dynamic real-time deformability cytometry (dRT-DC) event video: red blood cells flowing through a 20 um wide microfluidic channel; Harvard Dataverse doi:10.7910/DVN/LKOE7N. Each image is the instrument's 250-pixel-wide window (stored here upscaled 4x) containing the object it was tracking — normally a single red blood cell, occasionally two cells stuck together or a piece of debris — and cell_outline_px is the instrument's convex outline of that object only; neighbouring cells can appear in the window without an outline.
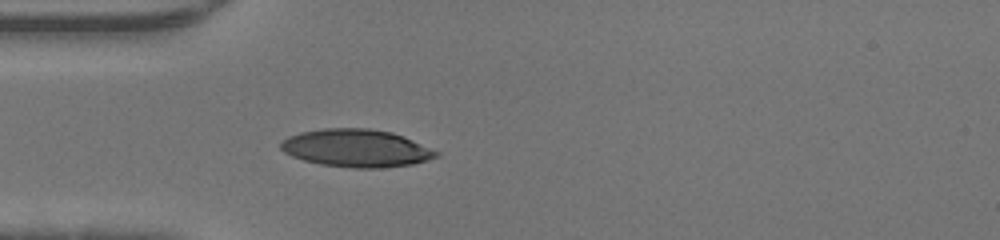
{"species": "human", "species_latin": "Homo sapiens", "temperature_condition": "warm", "stored_images_in_passage": 33, "camera_frame_rate_fps": 3000, "um_per_image_px": 0.085, "donor": {"sex": "male"}, "frame": {"image": 1, "passage_image": 1, "time_ms": 0.0, "image_size_px": [1000, 240], "cell_outline_px": [[440, 156], [428, 160], [412, 164], [380, 168], [352, 168], [320, 164], [304, 160], [292, 156], [284, 152], [280, 148], [280, 144], [288, 136], [300, 132], [324, 128], [368, 128], [392, 132], [404, 136], [440, 152]], "centroid_in_image_um": [30.31, 12.59], "position_along_channel_um": 54.7, "area_um2": 34.28}}
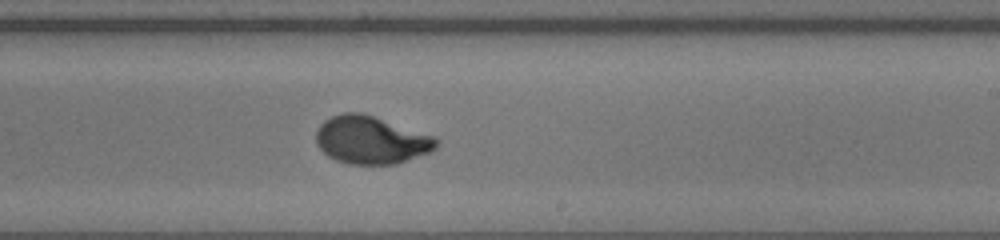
{"frame": {"image": 2, "passage_image": 15, "time_ms": 4.667, "image_size_px": [1000, 240], "cell_outline_px": [[440, 140], [436, 148], [428, 152], [396, 164], [348, 164], [336, 160], [328, 156], [316, 144], [316, 132], [320, 124], [324, 120], [340, 112], [360, 112], [436, 136]], "centroid_in_image_um": [31.53, 11.89], "position_along_channel_um": 257.5, "area_um2": 33.52}}
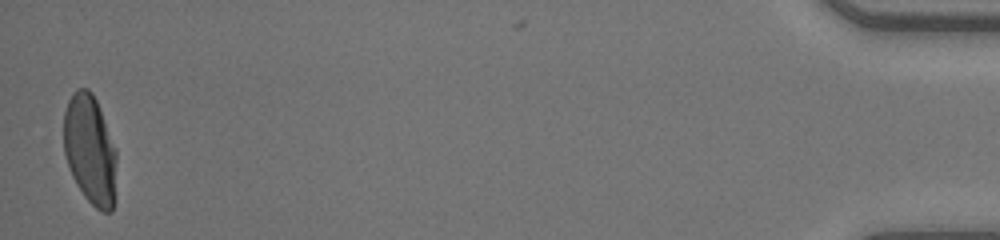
{"frame": {"image": 3, "passage_image": 33, "time_ms": 10.667, "image_size_px": [1000, 240], "cell_outline_px": [[116, 200], [112, 212], [100, 212], [84, 196], [76, 184], [72, 176], [64, 152], [64, 112], [68, 100], [72, 92], [76, 88], [88, 88], [92, 92], [96, 100], [116, 148]], "centroid_in_image_um": [7.67, 12.76], "position_along_channel_um": 427.5, "area_um2": 34.22}}